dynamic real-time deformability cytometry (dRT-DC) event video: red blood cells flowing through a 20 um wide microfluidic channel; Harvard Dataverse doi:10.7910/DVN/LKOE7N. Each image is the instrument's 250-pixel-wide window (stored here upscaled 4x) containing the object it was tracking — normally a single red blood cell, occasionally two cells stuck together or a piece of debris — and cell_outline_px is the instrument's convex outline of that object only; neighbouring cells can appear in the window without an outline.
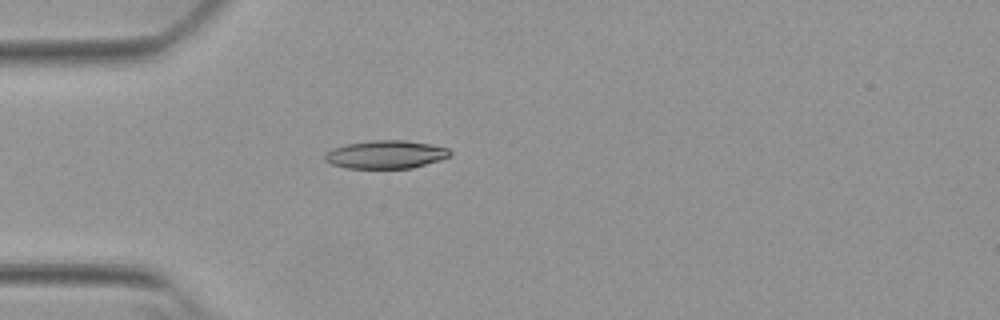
{"species": "Egyptian fruit bat (a non-hibernating species)", "species_latin": "Rousettus aegyptiacus", "temperature_condition": "warm", "stored_images_in_passage": 39, "camera_frame_rate_fps": 3000, "um_per_image_px": 0.085, "animal": {"sex": "female"}, "frame": {"image": 1, "passage_image": 1, "time_ms": 0.0, "image_size_px": [1000, 320], "cell_outline_px": [[452, 156], [440, 160], [412, 168], [348, 168], [332, 164], [324, 160], [324, 156], [332, 148], [348, 144], [372, 140], [404, 140], [432, 144], [448, 148], [452, 152]], "centroid_in_image_um": [32.84, 13.13], "position_along_channel_um": 52.2, "area_um2": 20.52}}
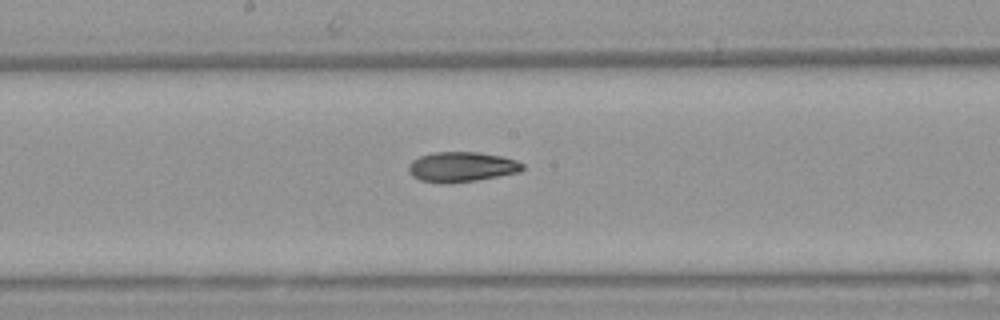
{"frame": {"image": 2, "passage_image": 14, "time_ms": 4.333, "image_size_px": [1000, 320], "cell_outline_px": [[524, 168], [520, 172], [476, 180], [420, 180], [412, 176], [408, 172], [408, 164], [412, 160], [420, 156], [432, 152], [480, 152], [504, 156], [516, 160], [524, 164]], "centroid_in_image_um": [39.28, 14.13], "position_along_channel_um": 208.9, "area_um2": 19.36}}
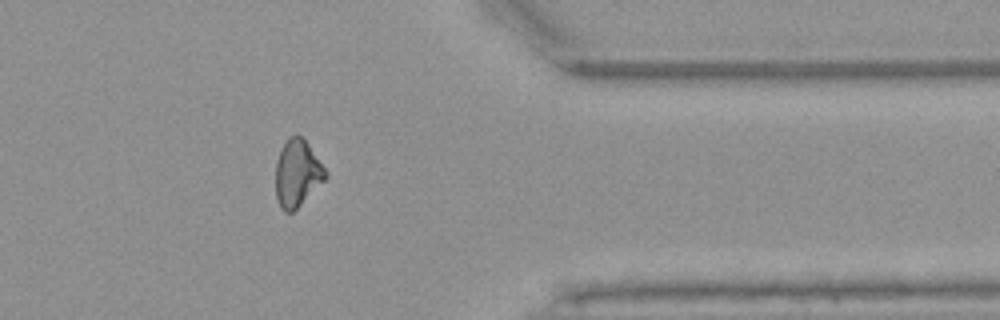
{"frame": {"image": 3, "passage_image": 29, "time_ms": 9.333, "image_size_px": [1000, 320], "cell_outline_px": [[328, 176], [292, 212], [284, 212], [280, 208], [276, 196], [276, 160], [280, 148], [288, 136], [304, 136], [328, 172]], "centroid_in_image_um": [25.26, 14.68], "position_along_channel_um": 386.1, "area_um2": 19.54}, "authors_computed_cell_mechanics": {"area_um2": 19.7676, "velocity_mm_per_s": 3.8514, "shape_relaxation_time_tau1_ms": null, "shape_relaxation_time_tau2_ms": 4.3878, "deformation_change_tau1": null, "deformation_change_tau2": 0.1151}}